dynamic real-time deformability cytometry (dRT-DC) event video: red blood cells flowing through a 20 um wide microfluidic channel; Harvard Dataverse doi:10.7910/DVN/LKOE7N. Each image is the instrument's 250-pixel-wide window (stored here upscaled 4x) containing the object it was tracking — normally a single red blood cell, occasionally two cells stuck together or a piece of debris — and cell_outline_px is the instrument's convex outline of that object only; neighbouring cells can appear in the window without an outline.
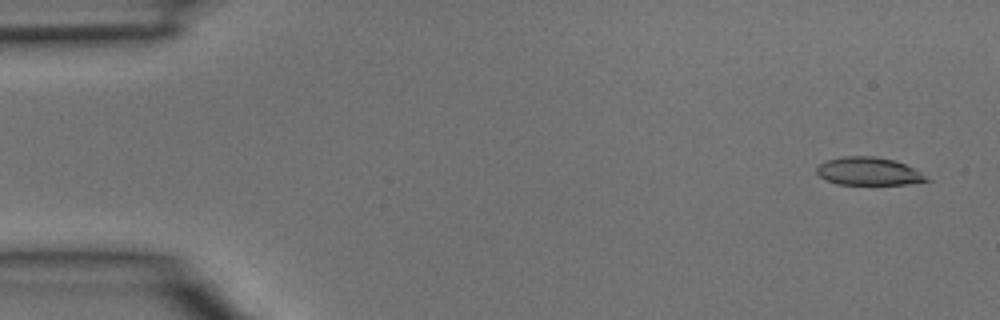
{"species": "common noctule bat (a hibernating species)", "species_latin": "Nyctalus noctula", "temperature_condition": "room temperature", "stored_images_in_passage": 4, "camera_frame_rate_fps": 3000, "um_per_image_px": 0.085, "animal": {"sex": "male", "body_mass_g": 15.6}, "frame": {"image": 1, "passage_image": 1, "time_ms": 0.0, "image_size_px": [1000, 320], "cell_outline_px": [[932, 180], [908, 184], [836, 184], [820, 176], [816, 172], [816, 168], [820, 164], [828, 160], [844, 156], [872, 156], [892, 160], [904, 164], [920, 172]], "centroid_in_image_um": [73.82, 14.57], "position_along_channel_um": 11.2, "area_um2": 17.57}}
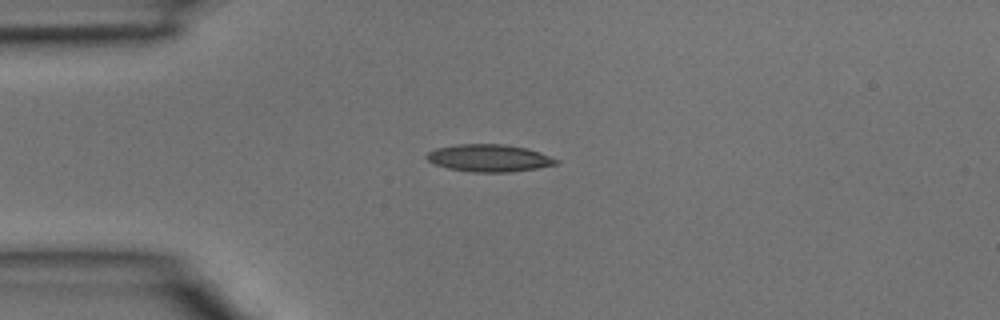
{"frame": {"image": 2, "passage_image": 3, "time_ms": 0.667, "image_size_px": [1000, 320], "cell_outline_px": [[560, 160], [556, 164], [536, 168], [512, 172], [472, 172], [448, 168], [436, 164], [428, 160], [424, 156], [428, 152], [436, 148], [456, 144], [504, 144], [528, 148], [540, 152]], "centroid_in_image_um": [41.58, 13.43], "position_along_channel_um": 43.4, "area_um2": 20.63}}